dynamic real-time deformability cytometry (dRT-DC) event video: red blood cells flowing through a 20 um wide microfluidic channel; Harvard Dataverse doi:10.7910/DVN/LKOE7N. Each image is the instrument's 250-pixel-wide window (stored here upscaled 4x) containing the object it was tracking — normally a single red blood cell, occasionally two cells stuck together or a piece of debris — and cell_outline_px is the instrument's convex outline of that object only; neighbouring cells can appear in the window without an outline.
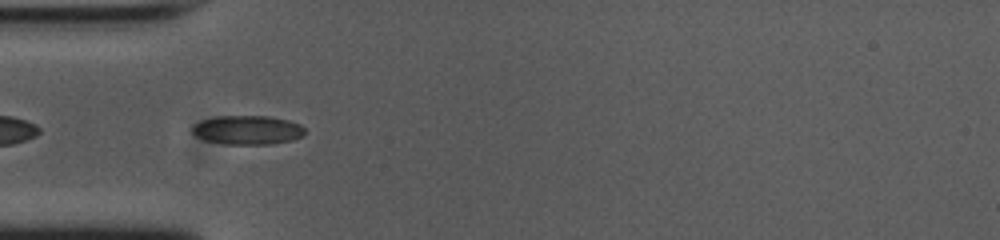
{"species": "common noctule bat (a hibernating species)", "species_latin": "Nyctalus noctula", "temperature_condition": "cold", "stored_images_in_passage": 39, "camera_frame_rate_fps": 3000, "um_per_image_px": 0.085, "animal": {"sex": "female", "body_mass_g": 23.0, "forearm_length_mm": 53.4}, "frame": {"image": 1, "passage_image": 2, "time_ms": 0.333, "image_size_px": [1000, 240], "cell_outline_px": [[304, 136], [292, 140], [268, 144], [224, 144], [204, 140], [196, 136], [192, 132], [192, 128], [200, 120], [220, 116], [268, 116], [288, 120], [300, 124], [304, 128]], "centroid_in_image_um": [21.04, 11.05], "position_along_channel_um": 64.0, "area_um2": 19.02}}
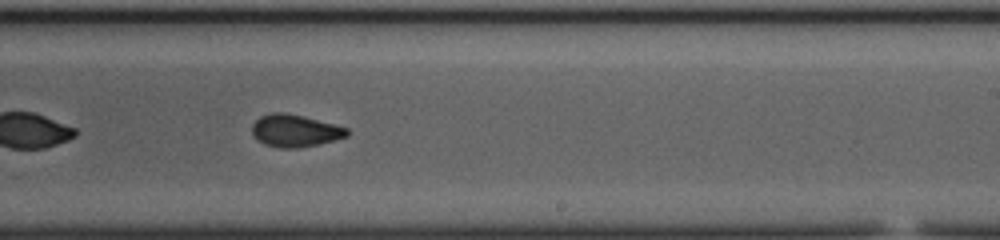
{"frame": {"image": 2, "passage_image": 18, "time_ms": 5.667, "image_size_px": [1000, 240], "cell_outline_px": [[348, 136], [316, 144], [296, 148], [280, 148], [264, 144], [252, 132], [252, 124], [260, 116], [272, 112], [284, 112], [304, 116], [348, 128]], "centroid_in_image_um": [25.06, 11.09], "position_along_channel_um": 263.9, "area_um2": 17.63}}
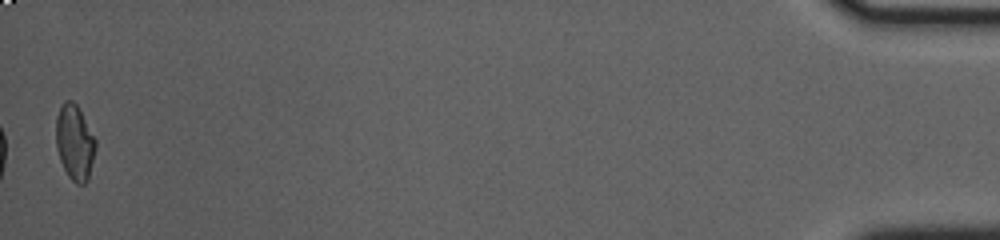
{"frame": {"image": 3, "passage_image": 39, "time_ms": 12.667, "image_size_px": [1000, 240], "cell_outline_px": [[96, 148], [88, 180], [84, 184], [76, 184], [68, 176], [60, 160], [56, 148], [56, 116], [64, 100], [72, 100], [76, 104], [96, 140]], "centroid_in_image_um": [6.34, 12.12], "position_along_channel_um": 428.9, "area_um2": 17.34}, "authors_computed_cell_mechanics": {"area_um2": 17.7446, "velocity_mm_per_s": 3.7587, "shape_relaxation_time_tau1_ms": null, "shape_relaxation_time_tau2_ms": 1.2672, "deformation_change_tau1": null, "deformation_change_tau2": 0.0525}}